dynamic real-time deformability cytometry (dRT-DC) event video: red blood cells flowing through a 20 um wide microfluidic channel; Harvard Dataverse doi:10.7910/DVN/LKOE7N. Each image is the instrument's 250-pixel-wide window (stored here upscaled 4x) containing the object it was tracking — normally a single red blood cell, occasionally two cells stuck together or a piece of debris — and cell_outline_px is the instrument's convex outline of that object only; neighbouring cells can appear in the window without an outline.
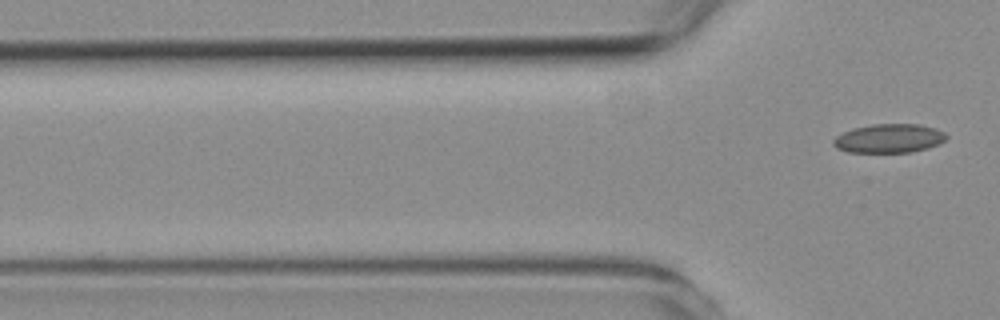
{"species": "common noctule bat (a hibernating species)", "species_latin": "Nyctalus noctula", "temperature_condition": "room temperature", "stored_images_in_passage": 6, "segment_of_instrument_passage": [2, 2], "camera_frame_rate_fps": 3000, "um_per_image_px": 0.085, "animal": {"sex": "female", "body_mass_g": 19.3, "forearm_length_mm": 54.1}, "frame": {"image": 1, "passage_image": 6, "time_ms": 6.333, "image_size_px": [1000, 320], "cell_outline_px": [[948, 136], [940, 144], [928, 148], [912, 152], [848, 152], [836, 148], [832, 144], [832, 140], [836, 136], [852, 128], [872, 124], [920, 124], [936, 128], [944, 132]], "centroid_in_image_um": [75.57, 11.76], "position_along_channel_um": 50.2, "area_um2": 19.19}}